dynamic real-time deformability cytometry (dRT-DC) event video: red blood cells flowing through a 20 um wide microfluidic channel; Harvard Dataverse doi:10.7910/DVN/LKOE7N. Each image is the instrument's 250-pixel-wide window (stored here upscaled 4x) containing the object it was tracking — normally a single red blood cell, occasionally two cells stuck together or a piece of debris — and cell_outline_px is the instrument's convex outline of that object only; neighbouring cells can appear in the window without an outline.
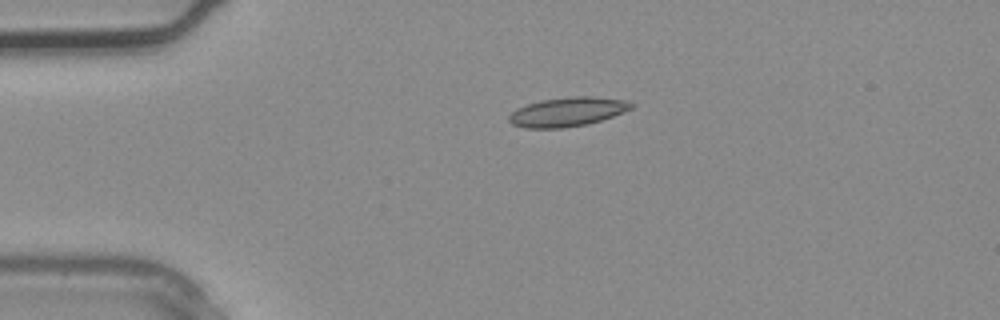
{"species": "common noctule bat (a hibernating species)", "species_latin": "Nyctalus noctula", "temperature_condition": "warm", "stored_images_in_passage": 2, "camera_frame_rate_fps": 3000, "um_per_image_px": 0.085, "animal": {"sex": "male", "body_mass_g": 20.4}, "frame": {"image": 1, "passage_image": 1, "time_ms": 0.0, "image_size_px": [1000, 320], "cell_outline_px": [[636, 104], [632, 108], [612, 116], [588, 124], [564, 128], [524, 128], [512, 124], [508, 120], [508, 116], [516, 108], [540, 100], [572, 96], [592, 96], [628, 100]], "centroid_in_image_um": [48.23, 9.5], "position_along_channel_um": 36.8, "area_um2": 20.92}}